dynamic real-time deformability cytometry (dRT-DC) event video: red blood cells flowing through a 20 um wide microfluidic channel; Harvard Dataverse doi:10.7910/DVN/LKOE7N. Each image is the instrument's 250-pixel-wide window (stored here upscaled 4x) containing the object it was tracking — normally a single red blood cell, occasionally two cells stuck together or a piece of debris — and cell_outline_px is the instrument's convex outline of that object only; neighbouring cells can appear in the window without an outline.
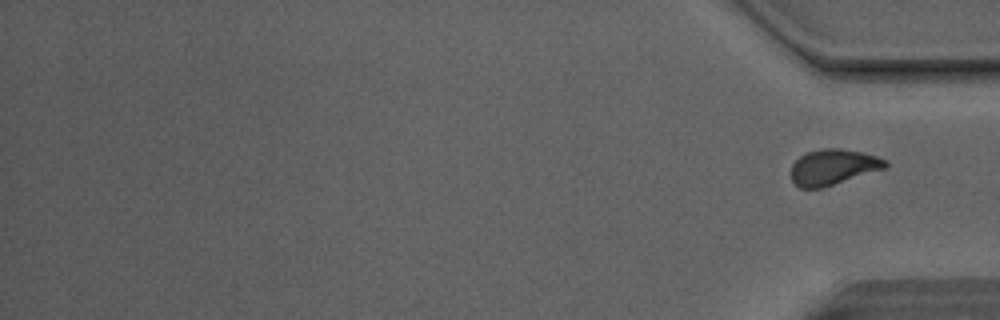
{"species": "Egyptian fruit bat (a non-hibernating species)", "species_latin": "Rousettus aegyptiacus", "temperature_condition": "room temperature", "stored_images_in_passage": 29, "camera_frame_rate_fps": 3000, "um_per_image_px": 0.085, "animal": {"sex": "male"}, "frame": {"image": 1, "passage_image": 29, "time_ms": 9.333, "image_size_px": [1000, 320], "cell_outline_px": [[888, 164], [884, 168], [824, 188], [800, 188], [792, 180], [792, 164], [800, 156], [808, 152], [820, 148], [840, 148], [860, 152], [876, 156], [888, 160]], "centroid_in_image_um": [70.81, 14.2], "position_along_channel_um": 364.4, "area_um2": 19.48}, "authors_computed_cell_mechanics": {"area_um2": 21.097, "velocity_mm_per_s": 4.165, "shape_relaxation_time_tau1_ms": 4.6741, "shape_relaxation_time_tau2_ms": 1.5708, "deformation_change_tau1": 0.1765, "deformation_change_tau2": 0.0914}}